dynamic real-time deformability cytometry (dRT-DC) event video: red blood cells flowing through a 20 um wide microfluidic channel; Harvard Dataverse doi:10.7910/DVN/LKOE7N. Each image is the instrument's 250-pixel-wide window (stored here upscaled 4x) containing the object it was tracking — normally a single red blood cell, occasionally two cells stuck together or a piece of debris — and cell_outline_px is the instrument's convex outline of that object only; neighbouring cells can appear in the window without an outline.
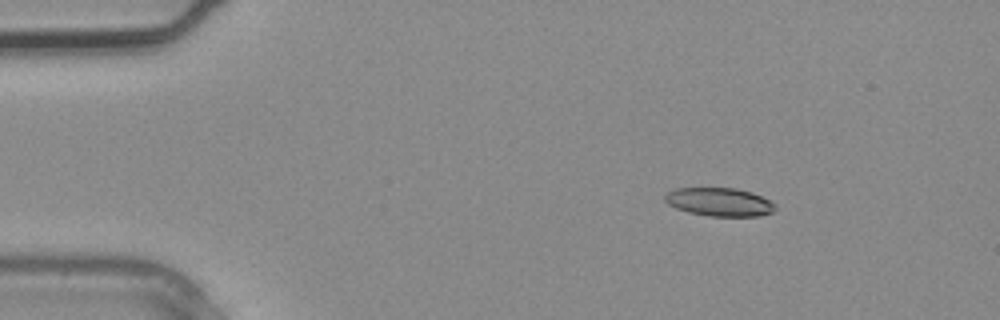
{"species": "common noctule bat (a hibernating species)", "species_latin": "Nyctalus noctula", "temperature_condition": "warm", "stored_images_in_passage": 4, "camera_frame_rate_fps": 3000, "um_per_image_px": 0.085, "animal": {"sex": "male", "body_mass_g": 20.4}, "frame": {"image": 1, "passage_image": 2, "time_ms": 0.333, "image_size_px": [1000, 320], "cell_outline_px": [[776, 208], [772, 212], [760, 216], [708, 216], [688, 212], [676, 208], [668, 204], [664, 200], [664, 196], [668, 192], [676, 188], [736, 188], [752, 192], [776, 204]], "centroid_in_image_um": [61.14, 17.17], "position_along_channel_um": 23.9, "area_um2": 18.26}}